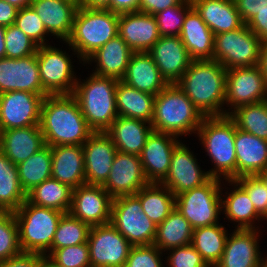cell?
I'll return each mask as SVG.
<instances>
[{"label": "cell", "instance_id": "cell-62", "mask_svg": "<svg viewBox=\"0 0 267 267\" xmlns=\"http://www.w3.org/2000/svg\"><path fill=\"white\" fill-rule=\"evenodd\" d=\"M257 176L262 180L265 187L267 188V169L261 173H258Z\"/></svg>", "mask_w": 267, "mask_h": 267}, {"label": "cell", "instance_id": "cell-15", "mask_svg": "<svg viewBox=\"0 0 267 267\" xmlns=\"http://www.w3.org/2000/svg\"><path fill=\"white\" fill-rule=\"evenodd\" d=\"M113 198L102 185L84 184L73 189L69 213L90 227L111 221Z\"/></svg>", "mask_w": 267, "mask_h": 267}, {"label": "cell", "instance_id": "cell-23", "mask_svg": "<svg viewBox=\"0 0 267 267\" xmlns=\"http://www.w3.org/2000/svg\"><path fill=\"white\" fill-rule=\"evenodd\" d=\"M118 35L133 52H148L161 37L154 15L139 11L119 14Z\"/></svg>", "mask_w": 267, "mask_h": 267}, {"label": "cell", "instance_id": "cell-6", "mask_svg": "<svg viewBox=\"0 0 267 267\" xmlns=\"http://www.w3.org/2000/svg\"><path fill=\"white\" fill-rule=\"evenodd\" d=\"M119 14L110 10L87 9L79 6L75 14L68 46L83 61L98 48L118 35Z\"/></svg>", "mask_w": 267, "mask_h": 267}, {"label": "cell", "instance_id": "cell-55", "mask_svg": "<svg viewBox=\"0 0 267 267\" xmlns=\"http://www.w3.org/2000/svg\"><path fill=\"white\" fill-rule=\"evenodd\" d=\"M18 8L5 0H0V25L7 27L14 24Z\"/></svg>", "mask_w": 267, "mask_h": 267}, {"label": "cell", "instance_id": "cell-57", "mask_svg": "<svg viewBox=\"0 0 267 267\" xmlns=\"http://www.w3.org/2000/svg\"><path fill=\"white\" fill-rule=\"evenodd\" d=\"M111 0H82L81 7L87 9L110 10Z\"/></svg>", "mask_w": 267, "mask_h": 267}, {"label": "cell", "instance_id": "cell-64", "mask_svg": "<svg viewBox=\"0 0 267 267\" xmlns=\"http://www.w3.org/2000/svg\"><path fill=\"white\" fill-rule=\"evenodd\" d=\"M262 267H267V258L264 259Z\"/></svg>", "mask_w": 267, "mask_h": 267}, {"label": "cell", "instance_id": "cell-8", "mask_svg": "<svg viewBox=\"0 0 267 267\" xmlns=\"http://www.w3.org/2000/svg\"><path fill=\"white\" fill-rule=\"evenodd\" d=\"M220 181L210 178L203 185L175 196V207L193 229L219 223L221 198L224 197Z\"/></svg>", "mask_w": 267, "mask_h": 267}, {"label": "cell", "instance_id": "cell-60", "mask_svg": "<svg viewBox=\"0 0 267 267\" xmlns=\"http://www.w3.org/2000/svg\"><path fill=\"white\" fill-rule=\"evenodd\" d=\"M11 5H14L18 9H22L23 7L30 6L33 0H5Z\"/></svg>", "mask_w": 267, "mask_h": 267}, {"label": "cell", "instance_id": "cell-5", "mask_svg": "<svg viewBox=\"0 0 267 267\" xmlns=\"http://www.w3.org/2000/svg\"><path fill=\"white\" fill-rule=\"evenodd\" d=\"M236 124L228 116L205 117L196 134L214 163L208 172L211 178L236 179Z\"/></svg>", "mask_w": 267, "mask_h": 267}, {"label": "cell", "instance_id": "cell-16", "mask_svg": "<svg viewBox=\"0 0 267 267\" xmlns=\"http://www.w3.org/2000/svg\"><path fill=\"white\" fill-rule=\"evenodd\" d=\"M148 184L149 181L145 176L140 157L117 151L109 176L102 187L114 199L120 196L135 195Z\"/></svg>", "mask_w": 267, "mask_h": 267}, {"label": "cell", "instance_id": "cell-10", "mask_svg": "<svg viewBox=\"0 0 267 267\" xmlns=\"http://www.w3.org/2000/svg\"><path fill=\"white\" fill-rule=\"evenodd\" d=\"M110 223L132 246L154 242L157 225L142 211L141 202L135 195L112 200Z\"/></svg>", "mask_w": 267, "mask_h": 267}, {"label": "cell", "instance_id": "cell-47", "mask_svg": "<svg viewBox=\"0 0 267 267\" xmlns=\"http://www.w3.org/2000/svg\"><path fill=\"white\" fill-rule=\"evenodd\" d=\"M46 256L59 267H91L87 243L51 249Z\"/></svg>", "mask_w": 267, "mask_h": 267}, {"label": "cell", "instance_id": "cell-18", "mask_svg": "<svg viewBox=\"0 0 267 267\" xmlns=\"http://www.w3.org/2000/svg\"><path fill=\"white\" fill-rule=\"evenodd\" d=\"M211 177L202 171L193 152L182 142L174 149L170 169L161 182L174 196L206 183Z\"/></svg>", "mask_w": 267, "mask_h": 267}, {"label": "cell", "instance_id": "cell-44", "mask_svg": "<svg viewBox=\"0 0 267 267\" xmlns=\"http://www.w3.org/2000/svg\"><path fill=\"white\" fill-rule=\"evenodd\" d=\"M191 0H183L179 5L166 8L154 15L160 36H180Z\"/></svg>", "mask_w": 267, "mask_h": 267}, {"label": "cell", "instance_id": "cell-21", "mask_svg": "<svg viewBox=\"0 0 267 267\" xmlns=\"http://www.w3.org/2000/svg\"><path fill=\"white\" fill-rule=\"evenodd\" d=\"M148 53L168 84H176L192 62L179 36H161Z\"/></svg>", "mask_w": 267, "mask_h": 267}, {"label": "cell", "instance_id": "cell-43", "mask_svg": "<svg viewBox=\"0 0 267 267\" xmlns=\"http://www.w3.org/2000/svg\"><path fill=\"white\" fill-rule=\"evenodd\" d=\"M14 212L0 211V262L21 253Z\"/></svg>", "mask_w": 267, "mask_h": 267}, {"label": "cell", "instance_id": "cell-33", "mask_svg": "<svg viewBox=\"0 0 267 267\" xmlns=\"http://www.w3.org/2000/svg\"><path fill=\"white\" fill-rule=\"evenodd\" d=\"M226 181L230 185L233 184L234 190H230L229 193L225 192L228 195L224 199L221 198L223 214H226L228 220L238 223L237 229H255L254 222L260 221L262 217L257 213L247 192L236 180Z\"/></svg>", "mask_w": 267, "mask_h": 267}, {"label": "cell", "instance_id": "cell-2", "mask_svg": "<svg viewBox=\"0 0 267 267\" xmlns=\"http://www.w3.org/2000/svg\"><path fill=\"white\" fill-rule=\"evenodd\" d=\"M226 72L215 60H192L176 85L205 117L225 116Z\"/></svg>", "mask_w": 267, "mask_h": 267}, {"label": "cell", "instance_id": "cell-56", "mask_svg": "<svg viewBox=\"0 0 267 267\" xmlns=\"http://www.w3.org/2000/svg\"><path fill=\"white\" fill-rule=\"evenodd\" d=\"M140 0H111L110 11L121 14L137 12Z\"/></svg>", "mask_w": 267, "mask_h": 267}, {"label": "cell", "instance_id": "cell-29", "mask_svg": "<svg viewBox=\"0 0 267 267\" xmlns=\"http://www.w3.org/2000/svg\"><path fill=\"white\" fill-rule=\"evenodd\" d=\"M214 36V33L192 6L187 11L179 36L190 58L192 60H212Z\"/></svg>", "mask_w": 267, "mask_h": 267}, {"label": "cell", "instance_id": "cell-4", "mask_svg": "<svg viewBox=\"0 0 267 267\" xmlns=\"http://www.w3.org/2000/svg\"><path fill=\"white\" fill-rule=\"evenodd\" d=\"M83 81L77 80L73 95L89 128L93 132H106L118 117L116 87L119 80L92 73Z\"/></svg>", "mask_w": 267, "mask_h": 267}, {"label": "cell", "instance_id": "cell-48", "mask_svg": "<svg viewBox=\"0 0 267 267\" xmlns=\"http://www.w3.org/2000/svg\"><path fill=\"white\" fill-rule=\"evenodd\" d=\"M238 182L247 192L257 213L267 220V188L257 175L237 177Z\"/></svg>", "mask_w": 267, "mask_h": 267}, {"label": "cell", "instance_id": "cell-39", "mask_svg": "<svg viewBox=\"0 0 267 267\" xmlns=\"http://www.w3.org/2000/svg\"><path fill=\"white\" fill-rule=\"evenodd\" d=\"M16 166L20 186L27 194L35 186L52 177L51 147L45 145L34 155Z\"/></svg>", "mask_w": 267, "mask_h": 267}, {"label": "cell", "instance_id": "cell-45", "mask_svg": "<svg viewBox=\"0 0 267 267\" xmlns=\"http://www.w3.org/2000/svg\"><path fill=\"white\" fill-rule=\"evenodd\" d=\"M14 25L26 34L38 46L47 45L48 34L42 20L31 6L18 9Z\"/></svg>", "mask_w": 267, "mask_h": 267}, {"label": "cell", "instance_id": "cell-63", "mask_svg": "<svg viewBox=\"0 0 267 267\" xmlns=\"http://www.w3.org/2000/svg\"><path fill=\"white\" fill-rule=\"evenodd\" d=\"M66 1L77 4L78 6H81V3H82V0H66Z\"/></svg>", "mask_w": 267, "mask_h": 267}, {"label": "cell", "instance_id": "cell-59", "mask_svg": "<svg viewBox=\"0 0 267 267\" xmlns=\"http://www.w3.org/2000/svg\"><path fill=\"white\" fill-rule=\"evenodd\" d=\"M5 30L6 27L0 25V59L6 57Z\"/></svg>", "mask_w": 267, "mask_h": 267}, {"label": "cell", "instance_id": "cell-49", "mask_svg": "<svg viewBox=\"0 0 267 267\" xmlns=\"http://www.w3.org/2000/svg\"><path fill=\"white\" fill-rule=\"evenodd\" d=\"M162 253L153 244L132 246L124 267H164Z\"/></svg>", "mask_w": 267, "mask_h": 267}, {"label": "cell", "instance_id": "cell-12", "mask_svg": "<svg viewBox=\"0 0 267 267\" xmlns=\"http://www.w3.org/2000/svg\"><path fill=\"white\" fill-rule=\"evenodd\" d=\"M87 244L91 267H124L132 247L111 223L92 226Z\"/></svg>", "mask_w": 267, "mask_h": 267}, {"label": "cell", "instance_id": "cell-54", "mask_svg": "<svg viewBox=\"0 0 267 267\" xmlns=\"http://www.w3.org/2000/svg\"><path fill=\"white\" fill-rule=\"evenodd\" d=\"M246 25L261 41H267V8L254 15Z\"/></svg>", "mask_w": 267, "mask_h": 267}, {"label": "cell", "instance_id": "cell-7", "mask_svg": "<svg viewBox=\"0 0 267 267\" xmlns=\"http://www.w3.org/2000/svg\"><path fill=\"white\" fill-rule=\"evenodd\" d=\"M65 213L37 206L27 200L14 212L18 224L19 246L22 252L46 256L59 221Z\"/></svg>", "mask_w": 267, "mask_h": 267}, {"label": "cell", "instance_id": "cell-46", "mask_svg": "<svg viewBox=\"0 0 267 267\" xmlns=\"http://www.w3.org/2000/svg\"><path fill=\"white\" fill-rule=\"evenodd\" d=\"M6 58H23L37 52L38 45L14 24L5 30Z\"/></svg>", "mask_w": 267, "mask_h": 267}, {"label": "cell", "instance_id": "cell-38", "mask_svg": "<svg viewBox=\"0 0 267 267\" xmlns=\"http://www.w3.org/2000/svg\"><path fill=\"white\" fill-rule=\"evenodd\" d=\"M228 232L217 223L193 229L191 245L199 252L209 267H214L221 259Z\"/></svg>", "mask_w": 267, "mask_h": 267}, {"label": "cell", "instance_id": "cell-53", "mask_svg": "<svg viewBox=\"0 0 267 267\" xmlns=\"http://www.w3.org/2000/svg\"><path fill=\"white\" fill-rule=\"evenodd\" d=\"M183 0H140L138 11L155 15L159 11L179 5Z\"/></svg>", "mask_w": 267, "mask_h": 267}, {"label": "cell", "instance_id": "cell-11", "mask_svg": "<svg viewBox=\"0 0 267 267\" xmlns=\"http://www.w3.org/2000/svg\"><path fill=\"white\" fill-rule=\"evenodd\" d=\"M59 49L47 44L36 52L40 81L48 95L73 94L78 79L70 55Z\"/></svg>", "mask_w": 267, "mask_h": 267}, {"label": "cell", "instance_id": "cell-22", "mask_svg": "<svg viewBox=\"0 0 267 267\" xmlns=\"http://www.w3.org/2000/svg\"><path fill=\"white\" fill-rule=\"evenodd\" d=\"M257 228H235L231 237H227L223 255L214 267H262L265 258L259 250Z\"/></svg>", "mask_w": 267, "mask_h": 267}, {"label": "cell", "instance_id": "cell-13", "mask_svg": "<svg viewBox=\"0 0 267 267\" xmlns=\"http://www.w3.org/2000/svg\"><path fill=\"white\" fill-rule=\"evenodd\" d=\"M267 100V83L259 65L228 69L226 72V115L240 106Z\"/></svg>", "mask_w": 267, "mask_h": 267}, {"label": "cell", "instance_id": "cell-20", "mask_svg": "<svg viewBox=\"0 0 267 267\" xmlns=\"http://www.w3.org/2000/svg\"><path fill=\"white\" fill-rule=\"evenodd\" d=\"M82 146L86 184L103 185L111 171L116 146L106 132H93Z\"/></svg>", "mask_w": 267, "mask_h": 267}, {"label": "cell", "instance_id": "cell-28", "mask_svg": "<svg viewBox=\"0 0 267 267\" xmlns=\"http://www.w3.org/2000/svg\"><path fill=\"white\" fill-rule=\"evenodd\" d=\"M51 152L52 178L73 189L86 184L82 145L52 146Z\"/></svg>", "mask_w": 267, "mask_h": 267}, {"label": "cell", "instance_id": "cell-24", "mask_svg": "<svg viewBox=\"0 0 267 267\" xmlns=\"http://www.w3.org/2000/svg\"><path fill=\"white\" fill-rule=\"evenodd\" d=\"M30 6L42 20L48 35L69 39L78 5L66 0H33Z\"/></svg>", "mask_w": 267, "mask_h": 267}, {"label": "cell", "instance_id": "cell-51", "mask_svg": "<svg viewBox=\"0 0 267 267\" xmlns=\"http://www.w3.org/2000/svg\"><path fill=\"white\" fill-rule=\"evenodd\" d=\"M234 2L244 24L267 8V0H234Z\"/></svg>", "mask_w": 267, "mask_h": 267}, {"label": "cell", "instance_id": "cell-1", "mask_svg": "<svg viewBox=\"0 0 267 267\" xmlns=\"http://www.w3.org/2000/svg\"><path fill=\"white\" fill-rule=\"evenodd\" d=\"M45 145H83L93 131L73 94L44 97L40 122Z\"/></svg>", "mask_w": 267, "mask_h": 267}, {"label": "cell", "instance_id": "cell-40", "mask_svg": "<svg viewBox=\"0 0 267 267\" xmlns=\"http://www.w3.org/2000/svg\"><path fill=\"white\" fill-rule=\"evenodd\" d=\"M25 201L17 166L0 151V211L15 212Z\"/></svg>", "mask_w": 267, "mask_h": 267}, {"label": "cell", "instance_id": "cell-14", "mask_svg": "<svg viewBox=\"0 0 267 267\" xmlns=\"http://www.w3.org/2000/svg\"><path fill=\"white\" fill-rule=\"evenodd\" d=\"M27 91L0 94V132L27 126H39L44 97Z\"/></svg>", "mask_w": 267, "mask_h": 267}, {"label": "cell", "instance_id": "cell-35", "mask_svg": "<svg viewBox=\"0 0 267 267\" xmlns=\"http://www.w3.org/2000/svg\"><path fill=\"white\" fill-rule=\"evenodd\" d=\"M193 228L190 222L175 209L161 222L156 229L153 242L161 252H166L175 247L191 244Z\"/></svg>", "mask_w": 267, "mask_h": 267}, {"label": "cell", "instance_id": "cell-31", "mask_svg": "<svg viewBox=\"0 0 267 267\" xmlns=\"http://www.w3.org/2000/svg\"><path fill=\"white\" fill-rule=\"evenodd\" d=\"M152 131L153 127L149 122L118 116L106 133L111 137L117 151L139 156Z\"/></svg>", "mask_w": 267, "mask_h": 267}, {"label": "cell", "instance_id": "cell-50", "mask_svg": "<svg viewBox=\"0 0 267 267\" xmlns=\"http://www.w3.org/2000/svg\"><path fill=\"white\" fill-rule=\"evenodd\" d=\"M167 251H170L167 257L169 267H209L191 244Z\"/></svg>", "mask_w": 267, "mask_h": 267}, {"label": "cell", "instance_id": "cell-42", "mask_svg": "<svg viewBox=\"0 0 267 267\" xmlns=\"http://www.w3.org/2000/svg\"><path fill=\"white\" fill-rule=\"evenodd\" d=\"M90 226L70 213H65L58 224L51 249H60L87 243Z\"/></svg>", "mask_w": 267, "mask_h": 267}, {"label": "cell", "instance_id": "cell-3", "mask_svg": "<svg viewBox=\"0 0 267 267\" xmlns=\"http://www.w3.org/2000/svg\"><path fill=\"white\" fill-rule=\"evenodd\" d=\"M205 116L176 85L168 84L154 101L153 131L176 137L196 133Z\"/></svg>", "mask_w": 267, "mask_h": 267}, {"label": "cell", "instance_id": "cell-52", "mask_svg": "<svg viewBox=\"0 0 267 267\" xmlns=\"http://www.w3.org/2000/svg\"><path fill=\"white\" fill-rule=\"evenodd\" d=\"M43 254L21 252L19 255L0 262V267H38Z\"/></svg>", "mask_w": 267, "mask_h": 267}, {"label": "cell", "instance_id": "cell-58", "mask_svg": "<svg viewBox=\"0 0 267 267\" xmlns=\"http://www.w3.org/2000/svg\"><path fill=\"white\" fill-rule=\"evenodd\" d=\"M259 66L267 83V41H262Z\"/></svg>", "mask_w": 267, "mask_h": 267}, {"label": "cell", "instance_id": "cell-17", "mask_svg": "<svg viewBox=\"0 0 267 267\" xmlns=\"http://www.w3.org/2000/svg\"><path fill=\"white\" fill-rule=\"evenodd\" d=\"M10 91L48 95L40 81L36 53L18 59H0V94Z\"/></svg>", "mask_w": 267, "mask_h": 267}, {"label": "cell", "instance_id": "cell-37", "mask_svg": "<svg viewBox=\"0 0 267 267\" xmlns=\"http://www.w3.org/2000/svg\"><path fill=\"white\" fill-rule=\"evenodd\" d=\"M135 196L141 202L142 211L157 226L175 209V196L161 183H149Z\"/></svg>", "mask_w": 267, "mask_h": 267}, {"label": "cell", "instance_id": "cell-36", "mask_svg": "<svg viewBox=\"0 0 267 267\" xmlns=\"http://www.w3.org/2000/svg\"><path fill=\"white\" fill-rule=\"evenodd\" d=\"M73 188L49 178L26 194V200L34 205L69 213Z\"/></svg>", "mask_w": 267, "mask_h": 267}, {"label": "cell", "instance_id": "cell-41", "mask_svg": "<svg viewBox=\"0 0 267 267\" xmlns=\"http://www.w3.org/2000/svg\"><path fill=\"white\" fill-rule=\"evenodd\" d=\"M228 116L238 129L267 140V100L240 106Z\"/></svg>", "mask_w": 267, "mask_h": 267}, {"label": "cell", "instance_id": "cell-32", "mask_svg": "<svg viewBox=\"0 0 267 267\" xmlns=\"http://www.w3.org/2000/svg\"><path fill=\"white\" fill-rule=\"evenodd\" d=\"M191 3L214 35L244 25L234 0H191Z\"/></svg>", "mask_w": 267, "mask_h": 267}, {"label": "cell", "instance_id": "cell-25", "mask_svg": "<svg viewBox=\"0 0 267 267\" xmlns=\"http://www.w3.org/2000/svg\"><path fill=\"white\" fill-rule=\"evenodd\" d=\"M121 81L141 92L155 96L168 85L148 52L132 53Z\"/></svg>", "mask_w": 267, "mask_h": 267}, {"label": "cell", "instance_id": "cell-19", "mask_svg": "<svg viewBox=\"0 0 267 267\" xmlns=\"http://www.w3.org/2000/svg\"><path fill=\"white\" fill-rule=\"evenodd\" d=\"M178 137L152 131L139 157L149 183H161L168 175L174 149L181 143Z\"/></svg>", "mask_w": 267, "mask_h": 267}, {"label": "cell", "instance_id": "cell-61", "mask_svg": "<svg viewBox=\"0 0 267 267\" xmlns=\"http://www.w3.org/2000/svg\"><path fill=\"white\" fill-rule=\"evenodd\" d=\"M38 267H59L49 257L44 256L38 264Z\"/></svg>", "mask_w": 267, "mask_h": 267}, {"label": "cell", "instance_id": "cell-26", "mask_svg": "<svg viewBox=\"0 0 267 267\" xmlns=\"http://www.w3.org/2000/svg\"><path fill=\"white\" fill-rule=\"evenodd\" d=\"M236 178L257 175L267 169V140L236 127Z\"/></svg>", "mask_w": 267, "mask_h": 267}, {"label": "cell", "instance_id": "cell-27", "mask_svg": "<svg viewBox=\"0 0 267 267\" xmlns=\"http://www.w3.org/2000/svg\"><path fill=\"white\" fill-rule=\"evenodd\" d=\"M45 146L39 126L3 130L0 133V151L15 165L28 159Z\"/></svg>", "mask_w": 267, "mask_h": 267}, {"label": "cell", "instance_id": "cell-30", "mask_svg": "<svg viewBox=\"0 0 267 267\" xmlns=\"http://www.w3.org/2000/svg\"><path fill=\"white\" fill-rule=\"evenodd\" d=\"M132 53L130 47L117 35L98 48L84 63L91 64L94 61L97 65L93 74L121 81Z\"/></svg>", "mask_w": 267, "mask_h": 267}, {"label": "cell", "instance_id": "cell-34", "mask_svg": "<svg viewBox=\"0 0 267 267\" xmlns=\"http://www.w3.org/2000/svg\"><path fill=\"white\" fill-rule=\"evenodd\" d=\"M155 97V95L141 92L122 81H118L116 87V109L118 116L151 123Z\"/></svg>", "mask_w": 267, "mask_h": 267}, {"label": "cell", "instance_id": "cell-9", "mask_svg": "<svg viewBox=\"0 0 267 267\" xmlns=\"http://www.w3.org/2000/svg\"><path fill=\"white\" fill-rule=\"evenodd\" d=\"M262 41L244 24L214 36L213 59L228 69L259 65Z\"/></svg>", "mask_w": 267, "mask_h": 267}]
</instances>
